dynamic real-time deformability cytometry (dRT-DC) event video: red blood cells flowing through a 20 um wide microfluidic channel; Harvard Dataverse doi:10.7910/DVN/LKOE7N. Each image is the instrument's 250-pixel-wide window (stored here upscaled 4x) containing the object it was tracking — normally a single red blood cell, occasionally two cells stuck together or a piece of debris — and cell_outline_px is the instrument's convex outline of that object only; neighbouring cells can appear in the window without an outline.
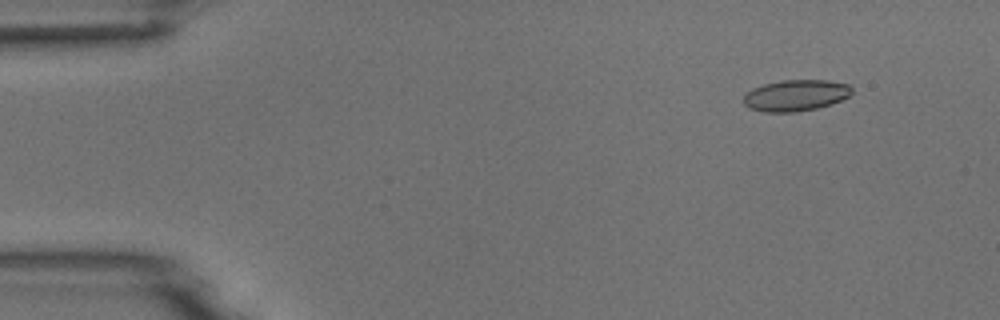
{"species": "common noctule bat (a hibernating species)", "species_latin": "Nyctalus noctula", "temperature_condition": "room temperature", "stored_images_in_passage": 4, "camera_frame_rate_fps": 3000, "um_per_image_px": 0.085, "animal": {"sex": "male", "body_mass_g": 18.8}, "frame": {"image": 1, "passage_image": 2, "time_ms": 1.0, "image_size_px": [1000, 320], "cell_outline_px": [[852, 92], [848, 96], [840, 100], [816, 108], [796, 112], [764, 112], [748, 108], [744, 104], [744, 92], [752, 88], [764, 84], [784, 80], [828, 80], [848, 84], [852, 88]], "centroid_in_image_um": [67.59, 8.1], "position_along_channel_um": 17.4, "area_um2": 19.71}}